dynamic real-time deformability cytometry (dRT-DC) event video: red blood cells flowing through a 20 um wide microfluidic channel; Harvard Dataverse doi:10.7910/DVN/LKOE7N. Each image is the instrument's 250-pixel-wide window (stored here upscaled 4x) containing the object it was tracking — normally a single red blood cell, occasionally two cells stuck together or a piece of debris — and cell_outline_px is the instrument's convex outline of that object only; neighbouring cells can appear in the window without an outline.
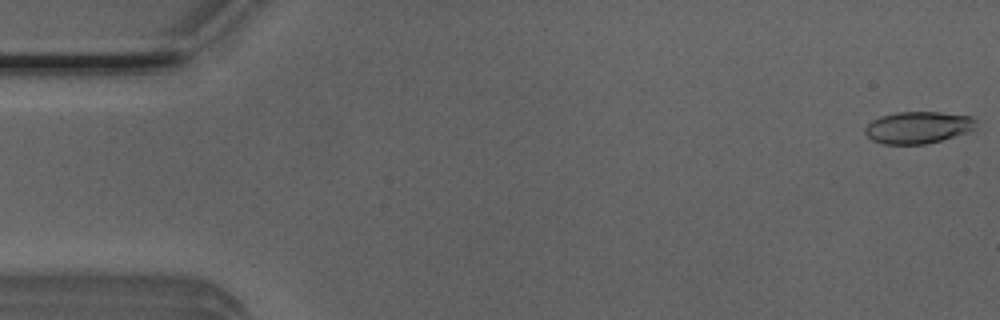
{"species": "Egyptian fruit bat (a non-hibernating species)", "species_latin": "Rousettus aegyptiacus", "temperature_condition": "room temperature", "stored_images_in_passage": 46, "camera_frame_rate_fps": 3000, "um_per_image_px": 0.085, "animal": {"sex": "male"}, "frame": {"image": 1, "passage_image": 1, "time_ms": 0.0, "image_size_px": [1000, 320], "cell_outline_px": [[976, 128], [968, 132], [940, 140], [924, 144], [884, 144], [872, 140], [864, 132], [864, 128], [872, 120], [880, 116], [896, 112], [940, 112], [972, 116], [976, 120]], "centroid_in_image_um": [78.03, 10.82], "position_along_channel_um": 7.0, "area_um2": 20.69}}
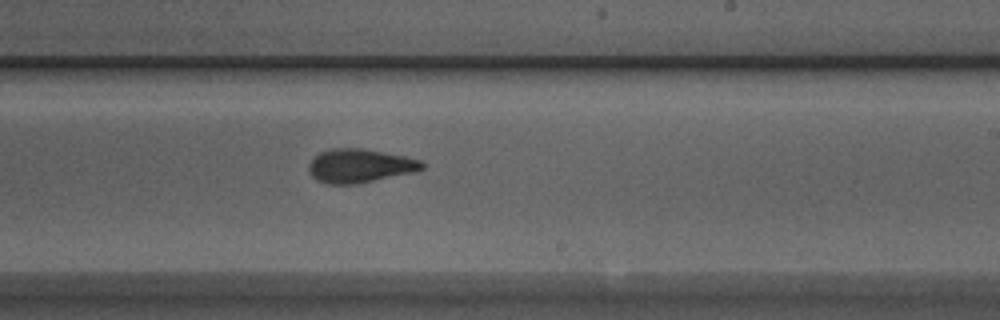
{"frame": {"image": 2, "passage_image": 31, "time_ms": 10.0, "image_size_px": [1000, 320], "cell_outline_px": [[424, 168], [416, 172], [356, 184], [328, 184], [316, 180], [312, 176], [308, 168], [308, 164], [320, 152], [332, 148], [360, 148], [404, 156], [420, 160], [424, 164]], "centroid_in_image_um": [30.58, 14.1], "position_along_channel_um": 258.4, "area_um2": 22.2}}
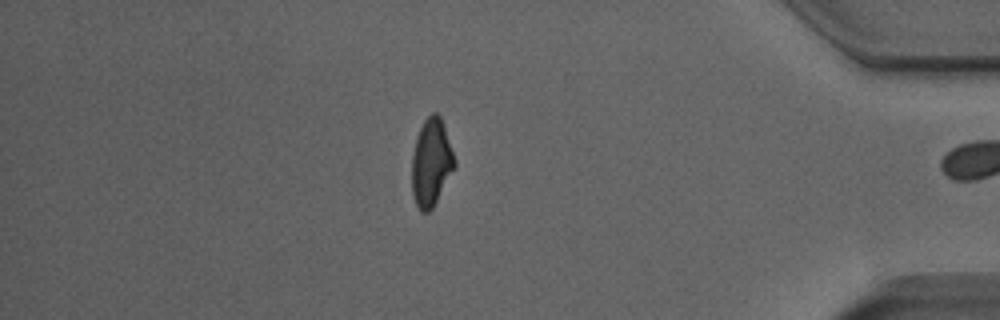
{"frame": {"image": 3, "passage_image": 45, "time_ms": 14.667, "image_size_px": [1000, 320], "cell_outline_px": [[456, 168], [432, 208], [428, 212], [420, 212], [416, 204], [412, 192], [412, 156], [416, 136], [424, 120], [432, 112], [436, 112], [440, 116], [456, 160]], "centroid_in_image_um": [36.66, 13.82], "position_along_channel_um": 398.5, "area_um2": 21.85}, "authors_computed_cell_mechanics": {"area_um2": 21.8484, "velocity_mm_per_s": 3.8878, "shape_relaxation_time_tau1_ms": 5.3879, "shape_relaxation_time_tau2_ms": 2.3279, "deformation_change_tau1": 0.1852, "deformation_change_tau2": 0.0973}}